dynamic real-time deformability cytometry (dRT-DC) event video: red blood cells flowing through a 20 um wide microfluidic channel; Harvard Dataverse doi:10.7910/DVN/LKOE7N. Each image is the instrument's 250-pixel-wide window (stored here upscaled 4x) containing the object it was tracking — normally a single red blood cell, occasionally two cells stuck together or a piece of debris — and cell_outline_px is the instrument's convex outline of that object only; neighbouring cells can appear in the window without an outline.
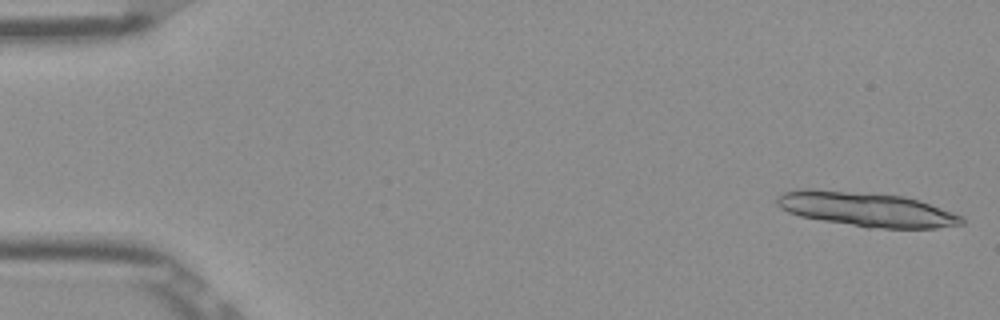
{"species": "Egyptian fruit bat (a non-hibernating species)", "species_latin": "Rousettus aegyptiacus", "temperature_condition": "room temperature", "stored_images_in_passage": 14, "camera_frame_rate_fps": 3000, "um_per_image_px": 0.085, "frame": {"image": 1, "passage_image": 1, "time_ms": 0.0, "image_size_px": [1000, 320], "cell_outline_px": [[964, 224], [936, 228], [868, 228], [800, 216], [788, 212], [780, 208], [776, 204], [776, 200], [784, 192], [800, 188], [812, 188], [904, 196], [920, 200], [964, 216]], "centroid_in_image_um": [73.66, 17.79], "position_along_channel_um": 11.3, "area_um2": 37.22}}